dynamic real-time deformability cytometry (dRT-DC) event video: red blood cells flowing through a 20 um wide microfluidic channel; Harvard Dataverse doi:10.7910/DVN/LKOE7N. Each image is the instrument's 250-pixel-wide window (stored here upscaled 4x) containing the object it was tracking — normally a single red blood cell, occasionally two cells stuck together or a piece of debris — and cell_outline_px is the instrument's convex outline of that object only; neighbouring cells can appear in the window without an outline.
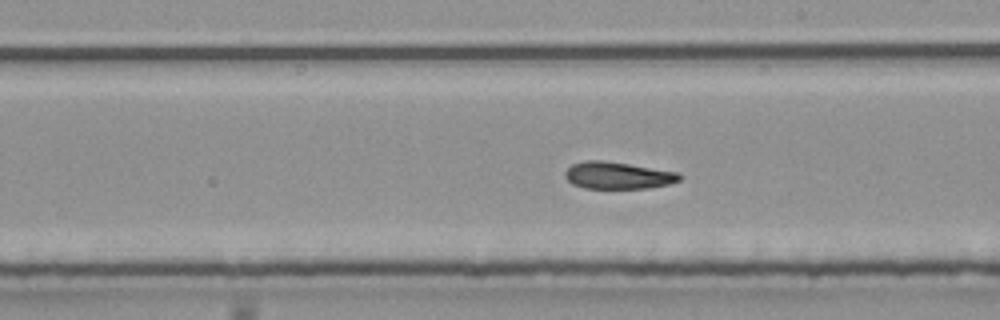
{"species": "common noctule bat (a hibernating species)", "species_latin": "Nyctalus noctula", "temperature_condition": "room temperature", "stored_images_in_passage": 35, "camera_frame_rate_fps": 3000, "um_per_image_px": 0.085, "animal": {"sex": "male", "body_mass_g": 20.4}, "frame": {"image": 1, "passage_image": 11, "time_ms": 3.333, "image_size_px": [1000, 320], "cell_outline_px": [[680, 180], [668, 184], [648, 188], [584, 188], [572, 184], [564, 176], [564, 172], [572, 164], [584, 160], [600, 160], [628, 164], [676, 172], [680, 176]], "centroid_in_image_um": [52.45, 14.91], "position_along_channel_um": 236.5, "area_um2": 17.8}}
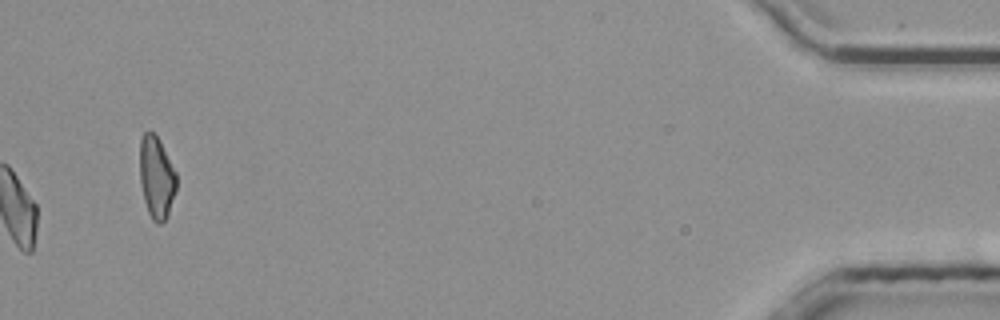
{"frame": {"image": 2, "passage_image": 35, "time_ms": 11.333, "image_size_px": [1000, 320], "cell_outline_px": [[176, 192], [168, 216], [160, 224], [156, 224], [152, 220], [148, 212], [144, 200], [140, 180], [140, 140], [144, 132], [152, 132], [160, 140], [176, 172]], "centroid_in_image_um": [13.31, 15.11], "position_along_channel_um": 421.9, "area_um2": 17.63}, "authors_computed_cell_mechanics": {"area_um2": 18.207, "velocity_mm_per_s": 3.8382, "shape_relaxation_time_tau1_ms": null, "shape_relaxation_time_tau2_ms": 1.7039, "deformation_change_tau1": null, "deformation_change_tau2": 0.1057}}